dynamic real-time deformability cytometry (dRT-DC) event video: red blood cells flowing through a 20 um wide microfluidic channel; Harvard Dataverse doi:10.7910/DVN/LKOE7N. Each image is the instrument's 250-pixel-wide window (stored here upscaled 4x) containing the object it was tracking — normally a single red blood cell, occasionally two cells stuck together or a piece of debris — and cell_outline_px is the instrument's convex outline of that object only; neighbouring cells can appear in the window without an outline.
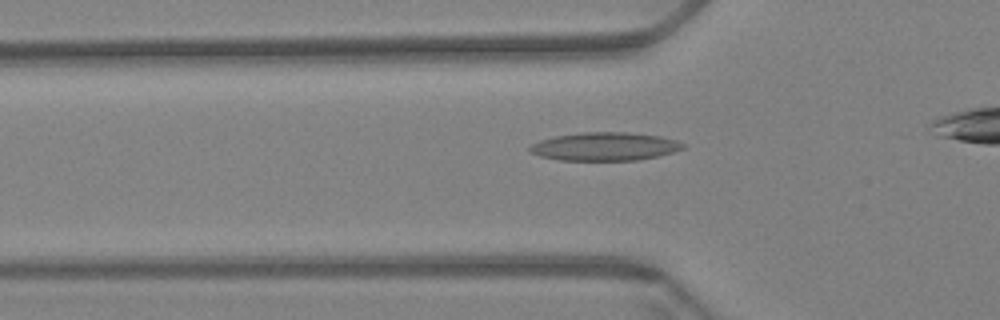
{"species": "Egyptian fruit bat (a non-hibernating species)", "species_latin": "Rousettus aegyptiacus", "temperature_condition": "warm", "stored_images_in_passage": 20, "camera_frame_rate_fps": 3000, "um_per_image_px": 0.085, "animal": {"sex": "female"}, "frame": {"image": 1, "passage_image": 8, "time_ms": 2.333, "image_size_px": [1000, 320], "cell_outline_px": [[684, 148], [672, 152], [656, 156], [636, 160], [560, 160], [540, 156], [528, 152], [528, 148], [532, 144], [540, 140], [556, 136], [584, 132], [628, 132], [660, 136], [676, 140], [684, 144]], "centroid_in_image_um": [51.38, 12.45], "position_along_channel_um": 74.4, "area_um2": 25.09}}
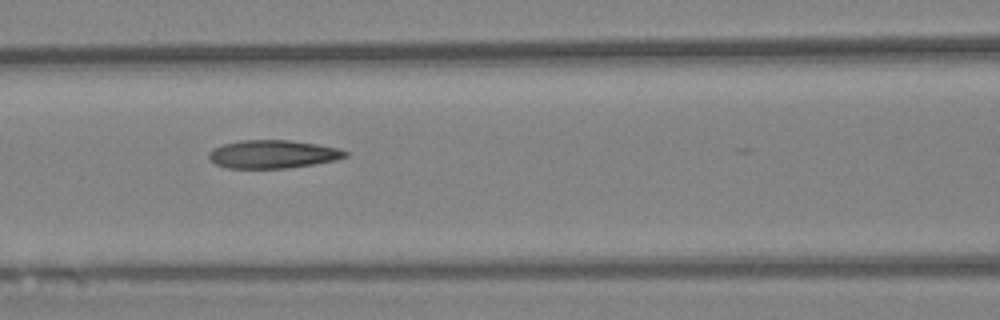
{"frame": {"image": 2, "passage_image": 14, "time_ms": 4.333, "image_size_px": [1000, 320], "cell_outline_px": [[348, 156], [336, 160], [288, 168], [228, 168], [216, 164], [208, 156], [208, 152], [212, 148], [224, 144], [240, 140], [288, 140], [316, 144], [340, 148], [348, 152]], "centroid_in_image_um": [23.2, 13.1], "position_along_channel_um": 143.4, "area_um2": 22.37}}
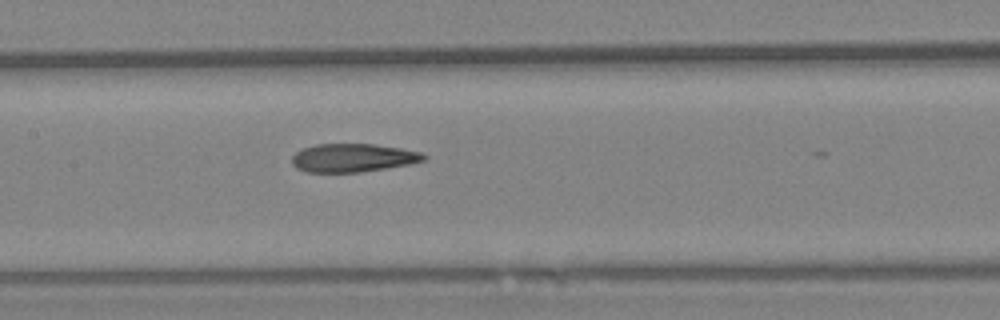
{"frame": {"image": 3, "passage_image": 17, "time_ms": 5.333, "image_size_px": [1000, 320], "cell_outline_px": [[428, 156], [424, 160], [408, 164], [360, 172], [304, 172], [296, 168], [292, 164], [292, 156], [296, 152], [304, 148], [316, 144], [372, 144], [400, 148], [420, 152]], "centroid_in_image_um": [29.96, 13.41], "position_along_channel_um": 177.4, "area_um2": 21.62}}